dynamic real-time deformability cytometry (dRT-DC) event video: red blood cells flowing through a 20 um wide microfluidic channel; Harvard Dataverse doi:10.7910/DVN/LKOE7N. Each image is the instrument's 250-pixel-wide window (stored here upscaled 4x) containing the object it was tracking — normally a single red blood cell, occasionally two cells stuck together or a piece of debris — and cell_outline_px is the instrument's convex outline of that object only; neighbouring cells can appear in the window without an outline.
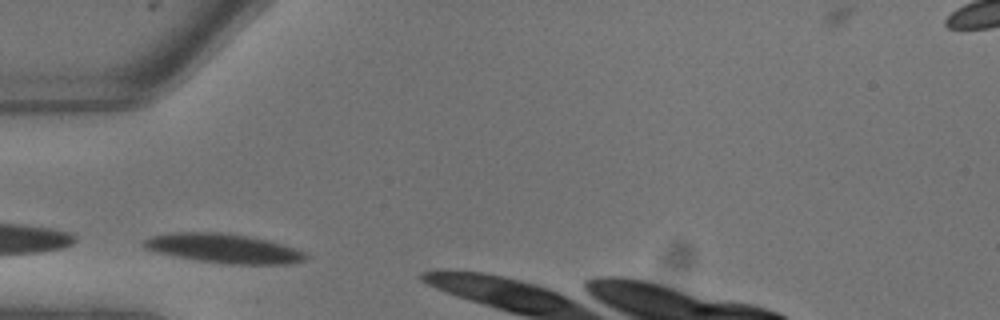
{"species": "common noctule bat (a hibernating species)", "species_latin": "Nyctalus noctula", "temperature_condition": "warm", "stored_images_in_passage": 4, "camera_frame_rate_fps": 3000, "um_per_image_px": 0.085, "animal": {"sex": "male", "body_mass_g": 13.3}, "frame": {"image": 1, "passage_image": 2, "time_ms": 0.333, "image_size_px": [1000, 320], "cell_outline_px": [[308, 256], [304, 260], [288, 264], [228, 264], [200, 260], [176, 256], [156, 252], [144, 248], [140, 244], [148, 236], [172, 232], [220, 232], [268, 240], [304, 252]], "centroid_in_image_um": [18.93, 21.11], "position_along_channel_um": 66.1, "area_um2": 27.34}}